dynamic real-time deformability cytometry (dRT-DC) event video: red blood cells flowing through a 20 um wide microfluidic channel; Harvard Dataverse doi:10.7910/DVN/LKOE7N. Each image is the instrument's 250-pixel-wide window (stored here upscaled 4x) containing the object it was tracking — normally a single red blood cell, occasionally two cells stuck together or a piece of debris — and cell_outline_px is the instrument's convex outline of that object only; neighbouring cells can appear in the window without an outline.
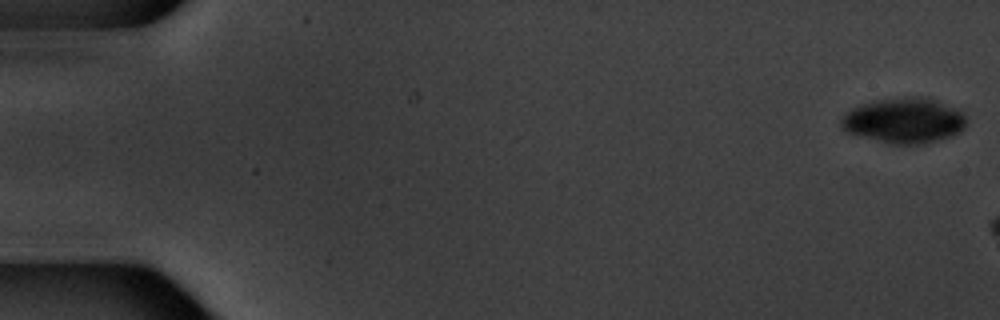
{"species": "common noctule bat (a hibernating species)", "species_latin": "Nyctalus noctula", "temperature_condition": "warm", "stored_images_in_passage": 3, "camera_frame_rate_fps": 3000, "um_per_image_px": 0.085, "animal": {"sex": "male", "body_mass_g": 20.1, "forearm_length_mm": 53.5}, "frame": {"image": 1, "passage_image": 1, "time_ms": 0.0, "image_size_px": [1000, 320], "cell_outline_px": [[968, 120], [964, 128], [960, 132], [952, 136], [924, 144], [888, 144], [856, 136], [848, 132], [840, 124], [840, 120], [852, 108], [876, 100], [912, 96], [928, 96], [964, 112]], "centroid_in_image_um": [76.9, 10.25], "position_along_channel_um": 8.1, "area_um2": 33.47}}